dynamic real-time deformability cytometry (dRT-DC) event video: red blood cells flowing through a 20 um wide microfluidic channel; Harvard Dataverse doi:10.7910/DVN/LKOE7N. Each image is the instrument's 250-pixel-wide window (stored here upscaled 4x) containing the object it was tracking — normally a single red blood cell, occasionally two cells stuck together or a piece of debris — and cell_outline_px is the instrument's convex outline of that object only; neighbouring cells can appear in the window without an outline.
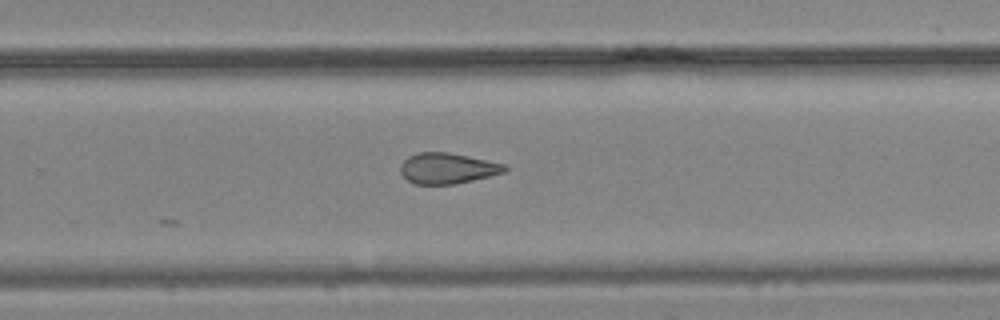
{"species": "common noctule bat (a hibernating species)", "species_latin": "Nyctalus noctula", "temperature_condition": "cold", "stored_images_in_passage": 25, "camera_frame_rate_fps": 3000, "um_per_image_px": 0.085, "animal": {"sex": "male", "body_mass_g": 19.2, "forearm_length_mm": 51.8}, "frame": {"image": 1, "passage_image": 21, "time_ms": 6.667, "image_size_px": [1000, 320], "cell_outline_px": [[508, 168], [504, 172], [456, 184], [416, 184], [408, 180], [400, 172], [400, 164], [408, 156], [420, 152], [448, 152], [504, 164]], "centroid_in_image_um": [37.99, 14.3], "position_along_channel_um": 291.8, "area_um2": 18.44}}